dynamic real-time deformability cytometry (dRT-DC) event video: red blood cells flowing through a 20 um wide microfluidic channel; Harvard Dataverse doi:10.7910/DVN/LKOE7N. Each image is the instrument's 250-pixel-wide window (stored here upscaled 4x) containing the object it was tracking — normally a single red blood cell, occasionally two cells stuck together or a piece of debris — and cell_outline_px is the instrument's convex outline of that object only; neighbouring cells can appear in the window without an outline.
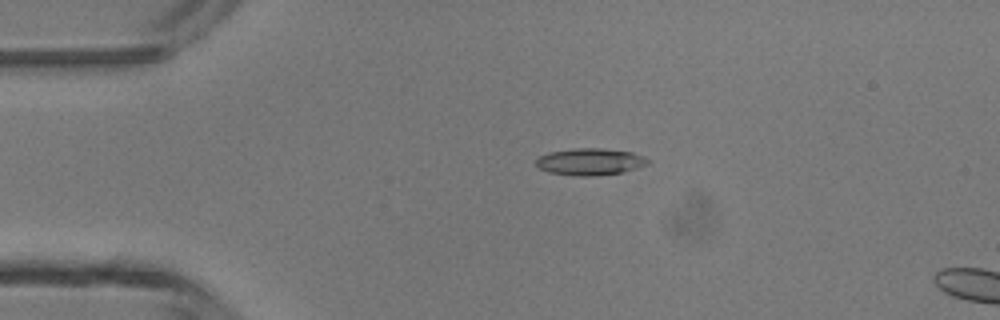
{"species": "common noctule bat (a hibernating species)", "species_latin": "Nyctalus noctula", "temperature_condition": "room temperature", "stored_images_in_passage": 5, "camera_frame_rate_fps": 3000, "um_per_image_px": 0.085, "animal": {"sex": "male", "body_mass_g": 13.3}, "frame": {"image": 1, "passage_image": 4, "time_ms": 3.333, "image_size_px": [1000, 320], "cell_outline_px": [[648, 164], [636, 168], [620, 172], [592, 176], [580, 176], [548, 172], [540, 168], [536, 164], [536, 156], [548, 152], [572, 148], [600, 148], [632, 152], [644, 156], [648, 160]], "centroid_in_image_um": [50.11, 13.73], "position_along_channel_um": 34.9, "area_um2": 17.46}}